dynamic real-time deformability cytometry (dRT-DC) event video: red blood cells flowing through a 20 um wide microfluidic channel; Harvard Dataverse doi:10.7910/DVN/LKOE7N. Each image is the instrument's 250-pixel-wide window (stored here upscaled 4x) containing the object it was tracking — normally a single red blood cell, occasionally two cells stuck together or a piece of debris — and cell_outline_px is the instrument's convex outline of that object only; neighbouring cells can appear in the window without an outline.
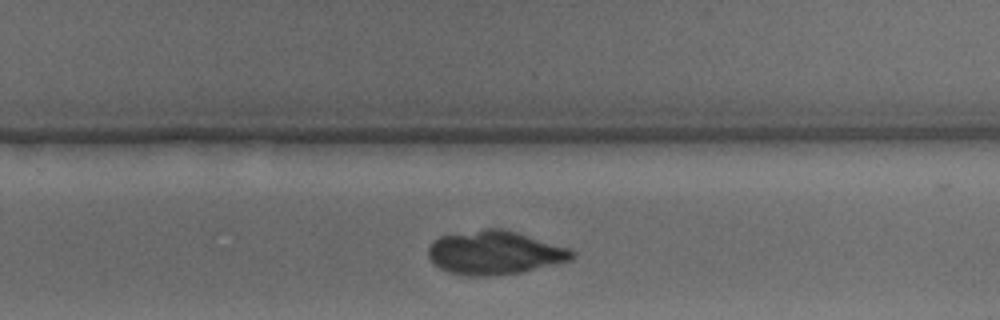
{"species": "common noctule bat (a hibernating species)", "species_latin": "Nyctalus noctula", "temperature_condition": "warm", "stored_images_in_passage": 38, "camera_frame_rate_fps": 3000, "um_per_image_px": 0.085, "animal": {"sex": "male", "body_mass_g": 15.6}, "frame": {"image": 1, "passage_image": 26, "time_ms": 8.333, "image_size_px": [1000, 320], "cell_outline_px": [[576, 256], [568, 260], [520, 272], [488, 276], [472, 276], [448, 272], [440, 268], [428, 256], [428, 248], [432, 240], [440, 236], [488, 228], [500, 228], [516, 232], [568, 248], [576, 252]], "centroid_in_image_um": [42.01, 21.47], "position_along_channel_um": 287.8, "area_um2": 36.01}}